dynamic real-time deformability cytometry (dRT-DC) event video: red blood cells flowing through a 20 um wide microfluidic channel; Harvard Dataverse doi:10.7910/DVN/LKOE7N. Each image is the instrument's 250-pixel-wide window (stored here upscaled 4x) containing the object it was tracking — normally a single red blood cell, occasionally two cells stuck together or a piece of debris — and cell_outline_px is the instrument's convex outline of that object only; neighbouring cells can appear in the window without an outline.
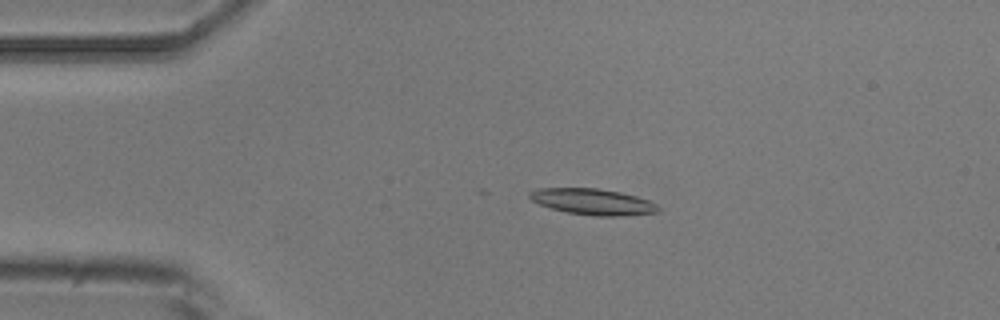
{"species": "common noctule bat (a hibernating species)", "species_latin": "Nyctalus noctula", "temperature_condition": "room temperature", "stored_images_in_passage": 5, "camera_frame_rate_fps": 3000, "um_per_image_px": 0.085, "animal": {"sex": "male", "body_mass_g": 20.5, "forearm_length_mm": 52.5}, "frame": {"image": 1, "passage_image": 3, "time_ms": 2.333, "image_size_px": [1000, 320], "cell_outline_px": [[660, 208], [656, 212], [624, 216], [592, 216], [568, 212], [552, 208], [540, 204], [532, 200], [528, 196], [528, 192], [536, 188], [596, 188], [620, 192], [636, 196], [648, 200], [656, 204]], "centroid_in_image_um": [50.37, 17.14], "position_along_channel_um": 34.6, "area_um2": 19.48}}